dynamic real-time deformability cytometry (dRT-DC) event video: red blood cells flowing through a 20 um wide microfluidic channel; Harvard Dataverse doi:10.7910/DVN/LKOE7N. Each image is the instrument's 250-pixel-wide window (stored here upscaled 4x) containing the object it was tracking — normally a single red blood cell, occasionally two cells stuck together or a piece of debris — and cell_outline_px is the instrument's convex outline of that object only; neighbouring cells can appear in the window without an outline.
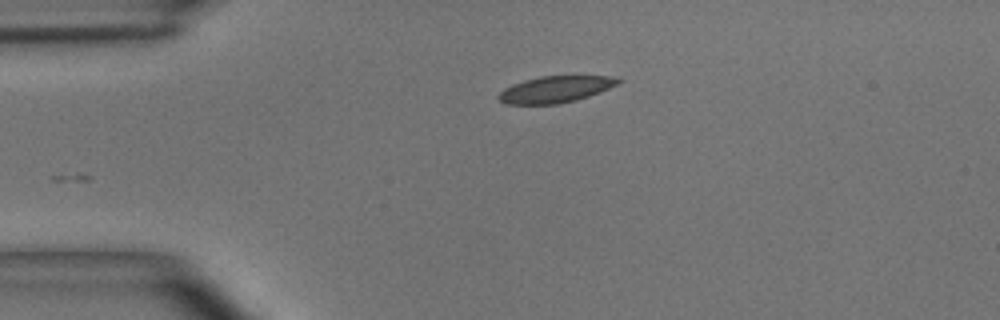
{"species": "common noctule bat (a hibernating species)", "species_latin": "Nyctalus noctula", "temperature_condition": "room temperature", "stored_images_in_passage": 32, "camera_frame_rate_fps": 3000, "um_per_image_px": 0.085, "animal": {"sex": "male", "body_mass_g": 15.6}, "frame": {"image": 1, "passage_image": 1, "time_ms": 0.0, "image_size_px": [1000, 320], "cell_outline_px": [[624, 80], [600, 92], [576, 100], [556, 104], [504, 104], [496, 96], [504, 88], [512, 84], [524, 80], [540, 76], [620, 76]], "centroid_in_image_um": [47.21, 7.58], "position_along_channel_um": 37.8, "area_um2": 18.55}}
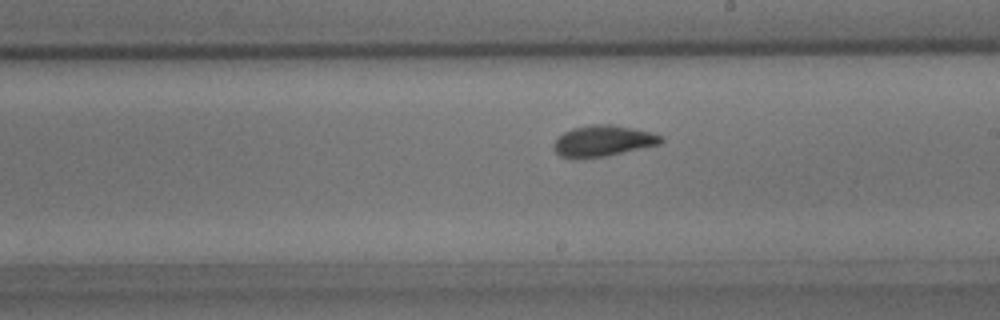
{"frame": {"image": 2, "passage_image": 18, "time_ms": 5.667, "image_size_px": [1000, 320], "cell_outline_px": [[664, 140], [660, 144], [608, 156], [560, 156], [552, 148], [552, 144], [564, 132], [572, 128], [592, 124], [612, 124], [652, 132], [664, 136]], "centroid_in_image_um": [51.31, 11.95], "position_along_channel_um": 237.7, "area_um2": 19.13}}
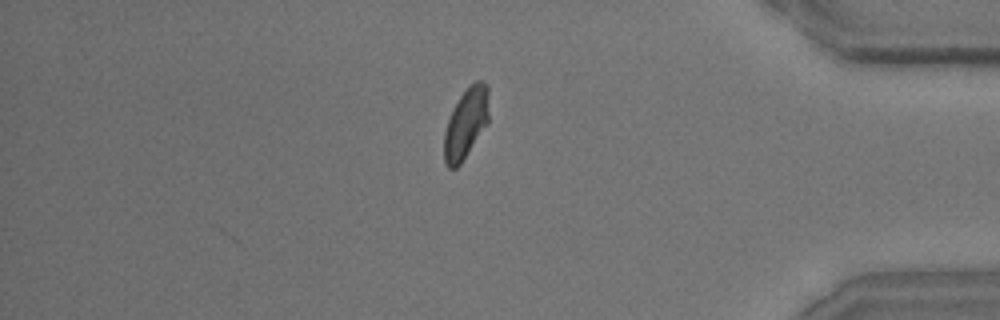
{"frame": {"image": 3, "passage_image": 32, "time_ms": 10.333, "image_size_px": [1000, 320], "cell_outline_px": [[488, 124], [460, 164], [456, 168], [448, 168], [444, 164], [444, 132], [448, 120], [460, 96], [468, 84], [476, 80], [484, 80], [488, 84]], "centroid_in_image_um": [39.62, 10.45], "position_along_channel_um": 395.6, "area_um2": 18.5}, "authors_computed_cell_mechanics": {"area_um2": 18.8428, "velocity_mm_per_s": 4.046, "shape_relaxation_time_tau1_ms": 4.0072, "shape_relaxation_time_tau2_ms": 1.3856, "deformation_change_tau1": 0.1376, "deformation_change_tau2": 0.0737}}